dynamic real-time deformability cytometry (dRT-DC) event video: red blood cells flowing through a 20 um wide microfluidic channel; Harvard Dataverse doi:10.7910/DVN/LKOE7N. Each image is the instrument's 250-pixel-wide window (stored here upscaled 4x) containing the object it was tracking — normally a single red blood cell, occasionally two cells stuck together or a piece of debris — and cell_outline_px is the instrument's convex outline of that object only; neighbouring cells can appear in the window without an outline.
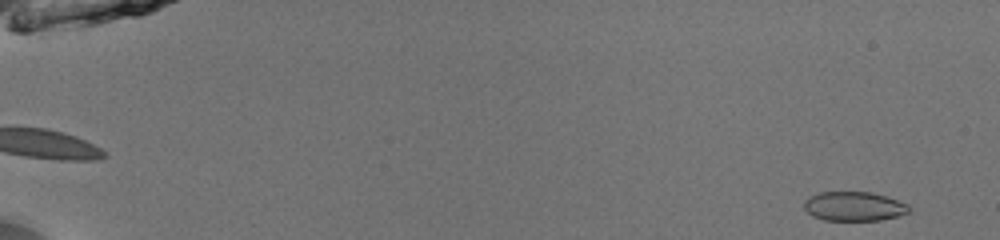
{"species": "common noctule bat (a hibernating species)", "species_latin": "Nyctalus noctula", "temperature_condition": "room temperature", "stored_images_in_passage": 3, "camera_frame_rate_fps": 3000, "um_per_image_px": 0.085, "animal": {"sex": "male", "body_mass_g": 13.0, "forearm_length_mm": 53.1}, "frame": {"image": 1, "passage_image": 3, "time_ms": 0.667, "image_size_px": [1000, 240], "cell_outline_px": [[912, 208], [908, 212], [900, 216], [880, 220], [824, 220], [812, 216], [804, 208], [804, 200], [808, 196], [820, 192], [872, 192], [908, 204]], "centroid_in_image_um": [72.58, 17.54], "position_along_channel_um": 12.4, "area_um2": 17.98}}